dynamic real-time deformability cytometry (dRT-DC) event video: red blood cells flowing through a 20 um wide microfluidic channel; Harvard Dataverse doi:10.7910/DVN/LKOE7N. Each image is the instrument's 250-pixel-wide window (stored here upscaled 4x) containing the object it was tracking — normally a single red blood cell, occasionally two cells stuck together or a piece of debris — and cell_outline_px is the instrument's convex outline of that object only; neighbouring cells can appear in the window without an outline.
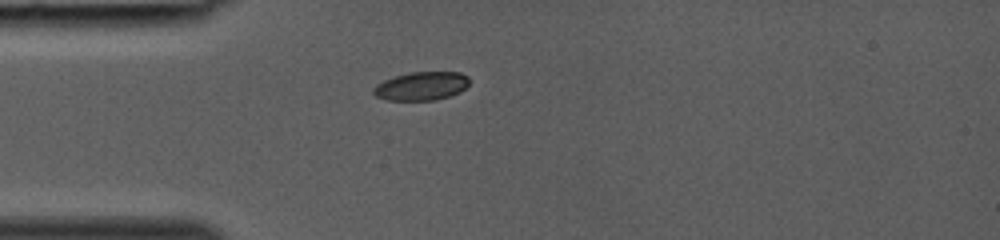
{"species": "common noctule bat (a hibernating species)", "species_latin": "Nyctalus noctula", "temperature_condition": "room temperature", "stored_images_in_passage": 27, "camera_frame_rate_fps": 3000, "um_per_image_px": 0.085, "animal": {"sex": "female", "body_mass_g": 19.0, "forearm_length_mm": 53.3}, "frame": {"image": 1, "passage_image": 1, "time_ms": 0.0, "image_size_px": [1000, 240], "cell_outline_px": [[468, 84], [460, 92], [436, 100], [388, 100], [376, 96], [372, 92], [372, 88], [376, 84], [384, 80], [408, 72], [460, 72], [468, 76]], "centroid_in_image_um": [35.8, 7.31], "position_along_channel_um": 49.2, "area_um2": 15.9}}
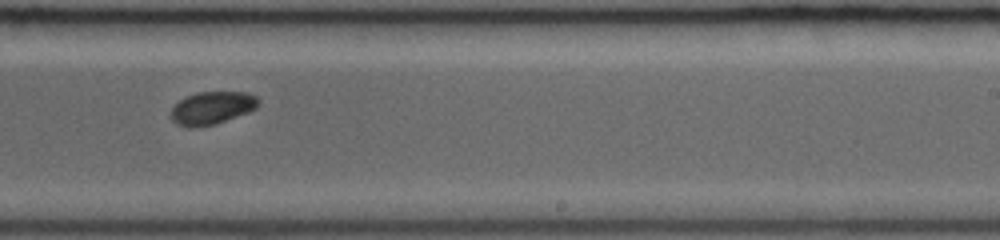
{"frame": {"image": 2, "passage_image": 15, "time_ms": 4.667, "image_size_px": [1000, 240], "cell_outline_px": [[260, 104], [256, 108], [248, 112], [216, 124], [196, 128], [188, 128], [176, 124], [168, 116], [172, 108], [180, 100], [196, 92], [248, 92], [256, 96], [260, 100]], "centroid_in_image_um": [18.01, 9.19], "position_along_channel_um": 271.0, "area_um2": 16.99}}
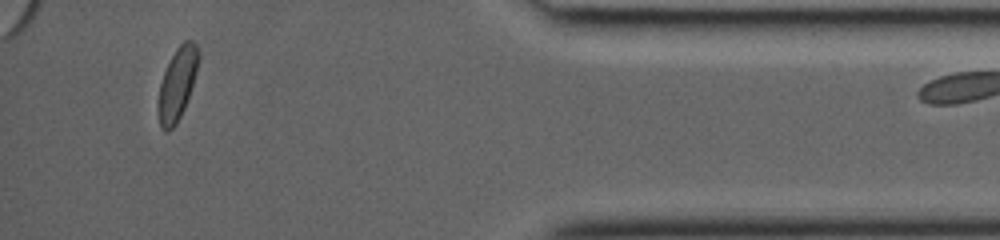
{"frame": {"image": 3, "passage_image": 26, "time_ms": 8.333, "image_size_px": [1000, 240], "cell_outline_px": [[200, 56], [196, 72], [184, 108], [176, 124], [168, 132], [164, 132], [160, 128], [160, 84], [164, 72], [176, 48], [184, 40], [192, 40], [196, 44], [200, 52]], "centroid_in_image_um": [15.1, 7.08], "position_along_channel_um": 420.1, "area_um2": 16.42}}